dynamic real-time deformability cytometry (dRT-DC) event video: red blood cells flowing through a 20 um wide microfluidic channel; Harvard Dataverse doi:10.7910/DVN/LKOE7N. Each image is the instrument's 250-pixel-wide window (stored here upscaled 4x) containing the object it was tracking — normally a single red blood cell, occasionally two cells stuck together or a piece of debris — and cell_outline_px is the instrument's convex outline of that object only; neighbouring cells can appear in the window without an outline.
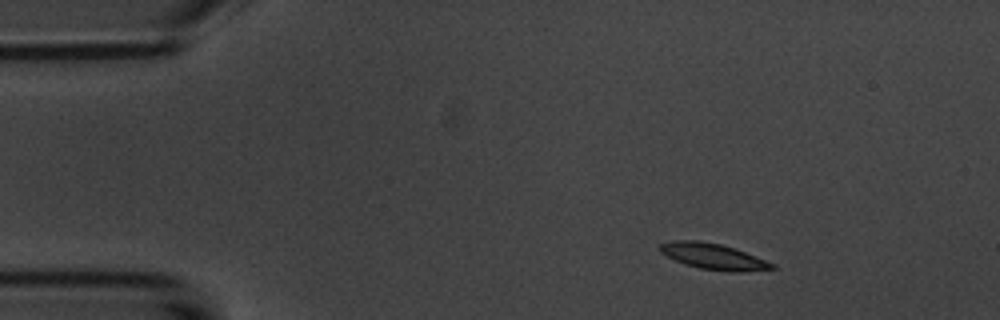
{"species": "common noctule bat (a hibernating species)", "species_latin": "Nyctalus noctula", "temperature_condition": "room temperature", "stored_images_in_passage": 4, "camera_frame_rate_fps": 3000, "um_per_image_px": 0.085, "animal": {"sex": "male", "body_mass_g": 20.1, "forearm_length_mm": 53.5}, "frame": {"image": 1, "passage_image": 2, "time_ms": 1.333, "image_size_px": [1000, 320], "cell_outline_px": [[780, 268], [740, 272], [732, 272], [700, 268], [684, 264], [660, 252], [660, 244], [672, 240], [700, 240], [720, 244], [736, 248], [776, 264]], "centroid_in_image_um": [60.69, 21.79], "position_along_channel_um": 24.3, "area_um2": 17.05}}